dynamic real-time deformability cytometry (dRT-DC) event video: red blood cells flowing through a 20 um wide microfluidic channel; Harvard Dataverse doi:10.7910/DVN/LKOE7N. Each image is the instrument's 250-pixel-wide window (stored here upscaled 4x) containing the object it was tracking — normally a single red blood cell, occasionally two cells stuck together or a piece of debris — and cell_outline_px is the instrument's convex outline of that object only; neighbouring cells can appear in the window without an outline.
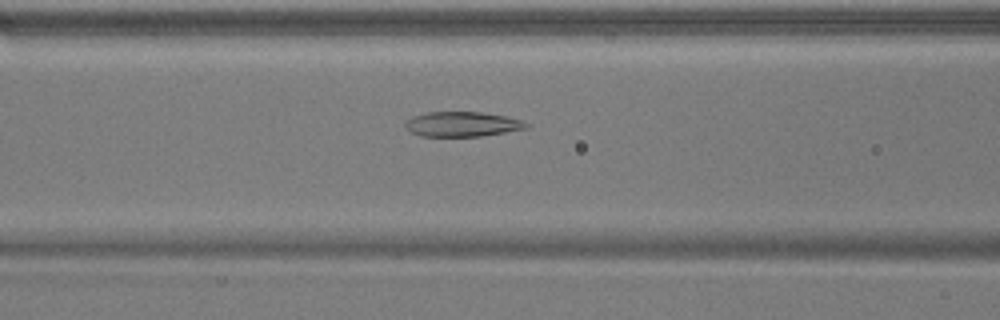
{"species": "common noctule bat (a hibernating species)", "species_latin": "Nyctalus noctula", "temperature_condition": "warm", "stored_images_in_passage": 53, "camera_frame_rate_fps": 3000, "um_per_image_px": 0.085, "animal": {"sex": "male", "body_mass_g": 17.9}, "frame": {"image": 1, "passage_image": 22, "time_ms": 7.0, "image_size_px": [1000, 320], "cell_outline_px": [[528, 128], [480, 136], [420, 136], [412, 132], [404, 124], [404, 120], [412, 116], [428, 112], [480, 112], [504, 116], [520, 120], [528, 124]], "centroid_in_image_um": [39.24, 10.55], "position_along_channel_um": 127.4, "area_um2": 17.34}}
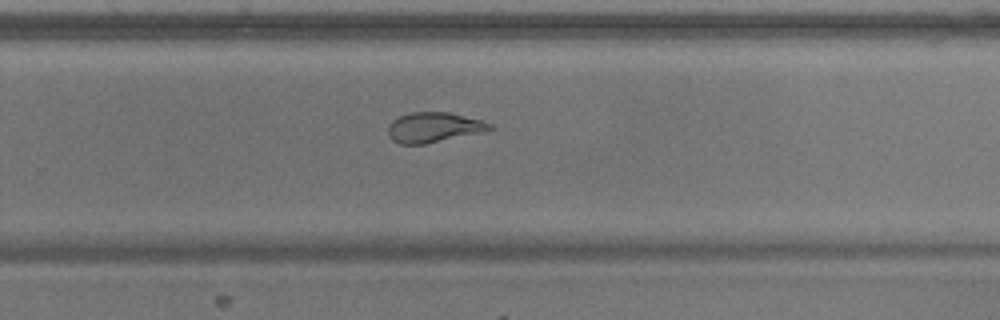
{"frame": {"image": 2, "passage_image": 35, "time_ms": 11.333, "image_size_px": [1000, 320], "cell_outline_px": [[492, 128], [488, 132], [424, 144], [400, 144], [392, 140], [388, 136], [388, 124], [392, 120], [400, 116], [412, 112], [448, 112], [480, 120], [492, 124]], "centroid_in_image_um": [36.87, 10.84], "position_along_channel_um": 292.9, "area_um2": 17.98}}
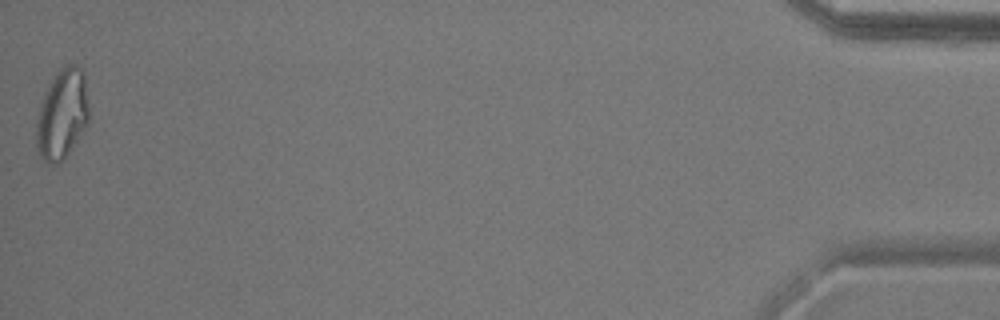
{"frame": {"image": 3, "passage_image": 53, "time_ms": 17.333, "image_size_px": [1000, 320], "cell_outline_px": [[92, 120], [68, 152], [56, 164], [48, 164], [40, 156], [36, 144], [36, 124], [40, 104], [56, 72], [64, 64], [76, 64], [84, 72]], "centroid_in_image_um": [5.33, 9.68], "position_along_channel_um": 429.9, "area_um2": 27.92}, "authors_computed_cell_mechanics": {"area_um2": 22.1952, "velocity_mm_per_s": 3.8303, "shape_relaxation_time_tau1_ms": null, "shape_relaxation_time_tau2_ms": 1.2234, "deformation_change_tau1": null, "deformation_change_tau2": 0.0779}}